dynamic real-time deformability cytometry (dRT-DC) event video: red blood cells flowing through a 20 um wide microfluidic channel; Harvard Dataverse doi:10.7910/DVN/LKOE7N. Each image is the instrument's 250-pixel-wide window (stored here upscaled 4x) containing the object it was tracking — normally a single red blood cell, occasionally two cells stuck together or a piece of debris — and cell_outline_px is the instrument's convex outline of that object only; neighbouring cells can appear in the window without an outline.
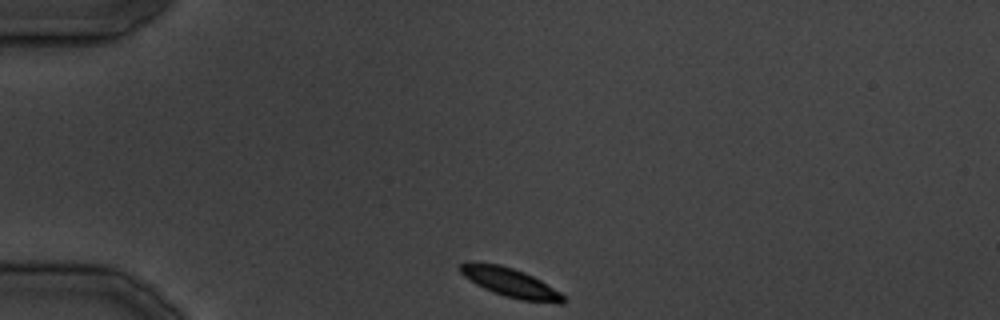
{"species": "common noctule bat (a hibernating species)", "species_latin": "Nyctalus noctula", "temperature_condition": "cold", "stored_images_in_passage": 30, "camera_frame_rate_fps": 3000, "um_per_image_px": 0.085, "animal": {"sex": "male", "body_mass_g": 19.5, "forearm_length_mm": 54.6}, "frame": {"image": 1, "passage_image": 1, "time_ms": 0.0, "image_size_px": [1000, 320], "cell_outline_px": [[568, 300], [564, 304], [556, 304], [520, 300], [504, 296], [492, 292], [476, 284], [464, 276], [460, 272], [460, 264], [468, 260], [472, 260], [500, 264], [524, 272], [540, 280], [560, 292]], "centroid_in_image_um": [43.39, 24.02], "position_along_channel_um": 41.6, "area_um2": 17.8}}
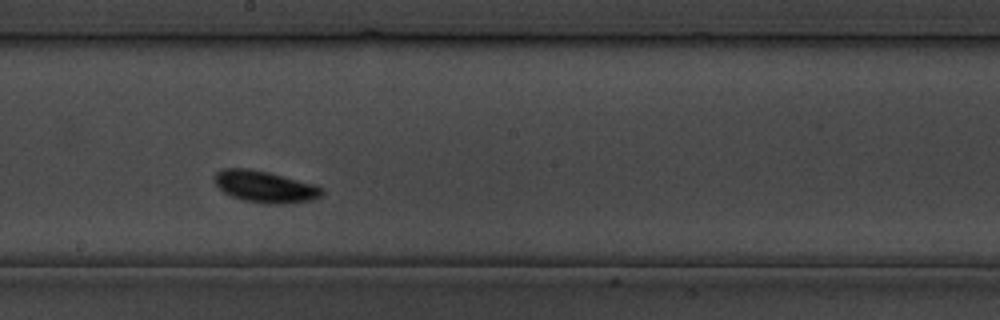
{"frame": {"image": 2, "passage_image": 14, "time_ms": 15.333, "image_size_px": [1000, 320], "cell_outline_px": [[324, 192], [320, 196], [312, 200], [284, 204], [276, 204], [244, 200], [232, 196], [224, 192], [212, 180], [212, 176], [216, 172], [224, 168], [248, 168], [268, 172], [316, 184], [324, 188]], "centroid_in_image_um": [22.53, 15.85], "position_along_channel_um": 225.7, "area_um2": 19.88}}
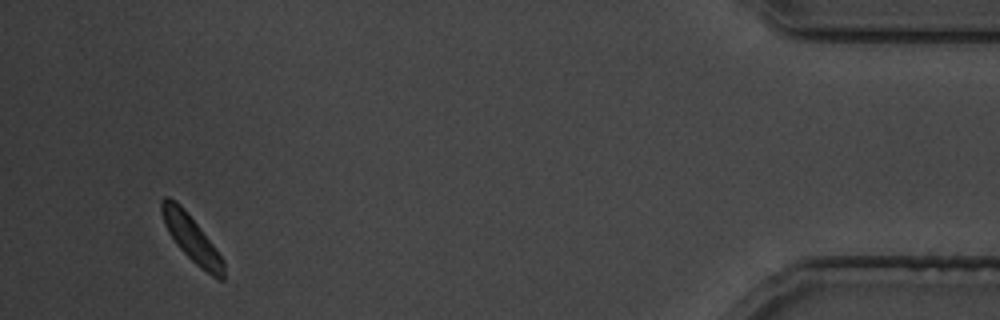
{"frame": {"image": 3, "passage_image": 28, "time_ms": 33.0, "image_size_px": [1000, 320], "cell_outline_px": [[224, 280], [220, 280], [212, 276], [200, 268], [176, 244], [168, 232], [164, 224], [160, 212], [160, 200], [164, 196], [168, 196], [176, 200], [184, 208], [212, 244], [224, 260]], "centroid_in_image_um": [16.24, 20.22], "position_along_channel_um": 419.0, "area_um2": 16.59}}